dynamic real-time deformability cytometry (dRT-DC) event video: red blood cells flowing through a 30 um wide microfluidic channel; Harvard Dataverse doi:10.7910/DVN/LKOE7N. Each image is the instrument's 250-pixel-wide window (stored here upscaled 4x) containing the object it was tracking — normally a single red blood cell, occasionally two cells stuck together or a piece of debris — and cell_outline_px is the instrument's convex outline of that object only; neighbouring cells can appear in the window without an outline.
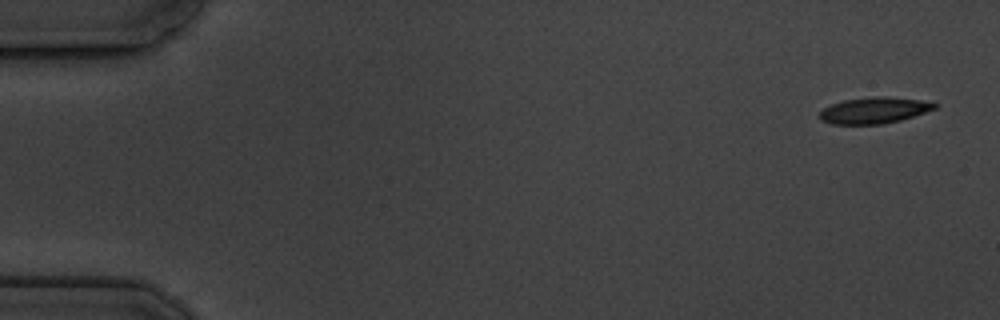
{"species": "common noctule bat (a hibernating species)", "species_latin": "Nyctalus noctula", "temperature_condition": "cold", "stored_images_in_passage": 8, "segment_of_instrument_passage": [2, 2], "camera_frame_rate_fps": 3000, "um_per_image_px": 0.085, "animal": {"sex": "male", "body_mass_g": 19.5, "forearm_length_mm": 54.6}, "frame": {"image": 1, "passage_image": 8, "time_ms": 13.667, "image_size_px": [1000, 320], "cell_outline_px": [[940, 104], [936, 108], [900, 120], [884, 124], [832, 124], [820, 120], [820, 112], [824, 108], [832, 104], [844, 100], [876, 96], [884, 96], [920, 100]], "centroid_in_image_um": [74.3, 9.38], "position_along_channel_um": 10.7, "area_um2": 17.4}}